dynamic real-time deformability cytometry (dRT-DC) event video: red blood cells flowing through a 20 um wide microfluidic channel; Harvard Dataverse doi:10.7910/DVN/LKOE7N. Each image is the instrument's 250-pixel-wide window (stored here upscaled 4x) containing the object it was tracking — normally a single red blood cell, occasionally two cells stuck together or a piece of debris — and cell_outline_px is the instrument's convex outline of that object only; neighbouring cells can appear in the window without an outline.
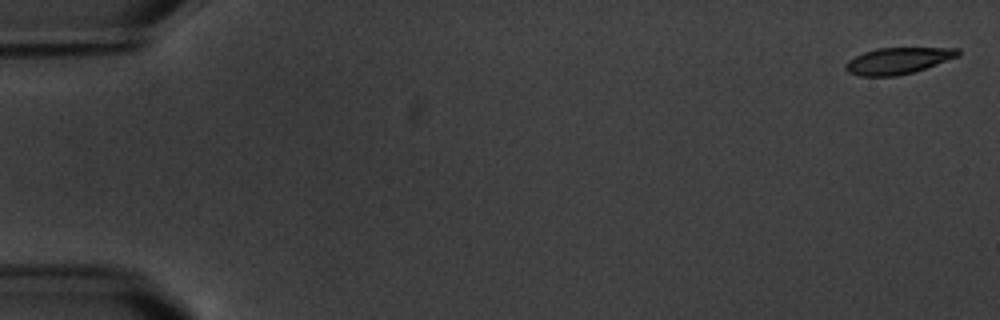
{"species": "common noctule bat (a hibernating species)", "species_latin": "Nyctalus noctula", "temperature_condition": "warm", "stored_images_in_passage": 5, "segment_of_instrument_passage": [2, 2], "camera_frame_rate_fps": 3000, "um_per_image_px": 0.085, "animal": {"sex": "male", "body_mass_g": 20.1, "forearm_length_mm": 53.5}, "frame": {"image": 1, "passage_image": 5, "time_ms": 4.667, "image_size_px": [1000, 320], "cell_outline_px": [[960, 56], [912, 72], [896, 76], [860, 76], [848, 72], [844, 68], [844, 64], [848, 60], [864, 52], [876, 48], [960, 48]], "centroid_in_image_um": [76.3, 5.16], "position_along_channel_um": 8.7, "area_um2": 17.22}}